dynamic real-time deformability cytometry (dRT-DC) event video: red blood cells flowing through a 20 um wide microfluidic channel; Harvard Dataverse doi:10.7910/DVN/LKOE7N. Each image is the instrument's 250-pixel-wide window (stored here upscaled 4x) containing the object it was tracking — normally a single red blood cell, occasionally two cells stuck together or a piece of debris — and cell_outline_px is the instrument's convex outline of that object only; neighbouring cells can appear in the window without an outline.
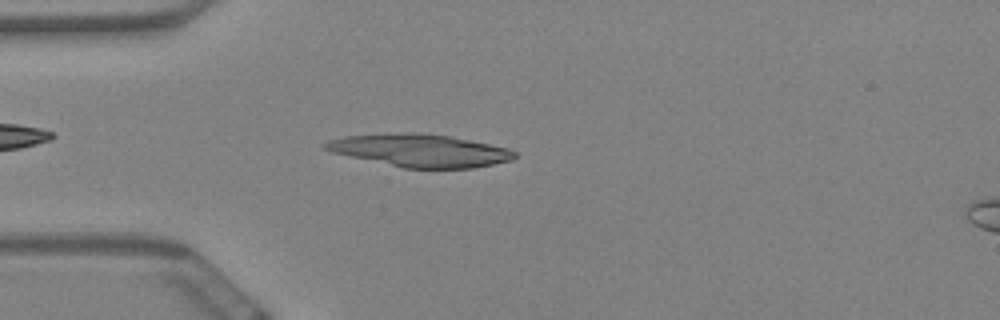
{"species": "Egyptian fruit bat (a non-hibernating species)", "species_latin": "Rousettus aegyptiacus", "temperature_condition": "warm", "stored_images_in_passage": 57, "camera_frame_rate_fps": 3000, "um_per_image_px": 0.085, "animal": {"sex": "female"}, "frame": {"image": 1, "passage_image": 15, "time_ms": 4.667, "image_size_px": [1000, 320], "cell_outline_px": [[516, 156], [512, 160], [472, 168], [404, 168], [332, 152], [324, 148], [320, 144], [328, 140], [344, 136], [408, 132], [412, 132], [448, 136], [508, 148], [516, 152]], "centroid_in_image_um": [35.67, 12.79], "position_along_channel_um": 49.3, "area_um2": 35.6}}
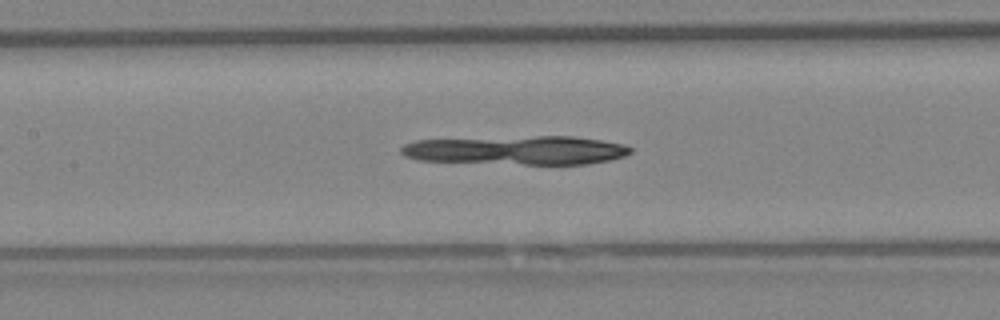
{"frame": {"image": 2, "passage_image": 26, "time_ms": 8.333, "image_size_px": [1000, 320], "cell_outline_px": [[632, 152], [624, 156], [608, 160], [588, 164], [524, 164], [416, 160], [404, 156], [400, 152], [400, 148], [404, 144], [416, 140], [536, 136], [572, 136], [600, 140], [624, 144], [632, 148]], "centroid_in_image_um": [43.92, 12.77], "position_along_channel_um": 163.5, "area_um2": 38.44}}